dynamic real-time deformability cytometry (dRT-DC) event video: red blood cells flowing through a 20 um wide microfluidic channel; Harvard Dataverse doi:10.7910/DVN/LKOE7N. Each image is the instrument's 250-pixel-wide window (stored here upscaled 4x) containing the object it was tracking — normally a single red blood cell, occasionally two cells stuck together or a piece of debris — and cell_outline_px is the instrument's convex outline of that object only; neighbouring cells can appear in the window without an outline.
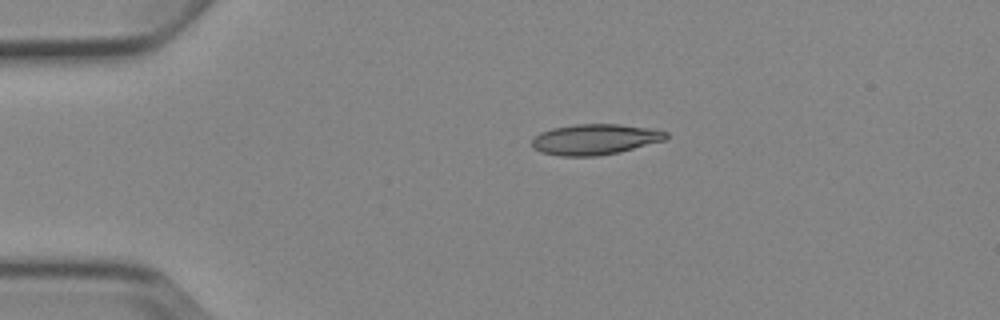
{"species": "Egyptian fruit bat (a non-hibernating species)", "species_latin": "Rousettus aegyptiacus", "temperature_condition": "cold", "stored_images_in_passage": 5, "camera_frame_rate_fps": 3000, "um_per_image_px": 0.085, "animal": {"sex": "female"}, "frame": {"image": 1, "passage_image": 5, "time_ms": 5.667, "image_size_px": [1000, 320], "cell_outline_px": [[668, 136], [664, 140], [620, 152], [596, 156], [560, 156], [540, 152], [532, 148], [532, 140], [540, 132], [552, 128], [572, 124], [620, 124], [652, 128], [668, 132]], "centroid_in_image_um": [50.56, 11.84], "position_along_channel_um": 34.4, "area_um2": 24.1}}